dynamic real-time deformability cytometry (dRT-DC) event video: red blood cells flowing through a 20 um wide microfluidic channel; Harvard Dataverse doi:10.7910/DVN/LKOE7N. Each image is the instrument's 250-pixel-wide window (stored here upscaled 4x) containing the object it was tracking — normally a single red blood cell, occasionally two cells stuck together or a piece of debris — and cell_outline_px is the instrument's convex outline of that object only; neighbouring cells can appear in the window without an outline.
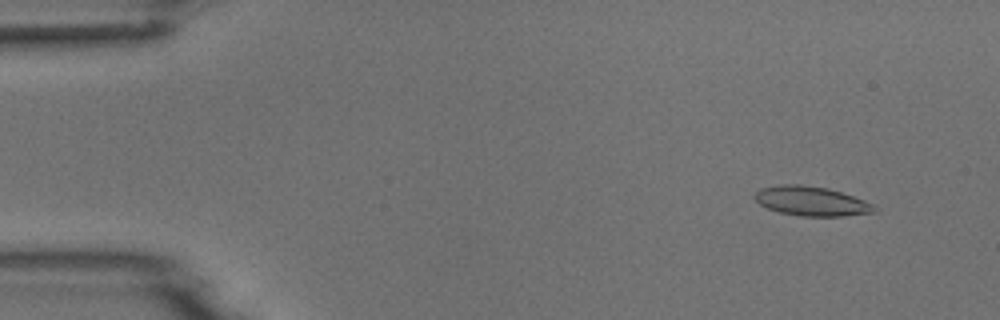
{"species": "common noctule bat (a hibernating species)", "species_latin": "Nyctalus noctula", "temperature_condition": "room temperature", "stored_images_in_passage": 4, "camera_frame_rate_fps": 3000, "um_per_image_px": 0.085, "animal": {"sex": "male", "body_mass_g": 18.8}, "frame": {"image": 1, "passage_image": 1, "time_ms": 0.0, "image_size_px": [1000, 320], "cell_outline_px": [[876, 212], [844, 216], [800, 216], [780, 212], [768, 208], [760, 204], [752, 196], [760, 188], [780, 184], [800, 184], [828, 188], [876, 204]], "centroid_in_image_um": [68.97, 17.09], "position_along_channel_um": 16.0, "area_um2": 20.58}}
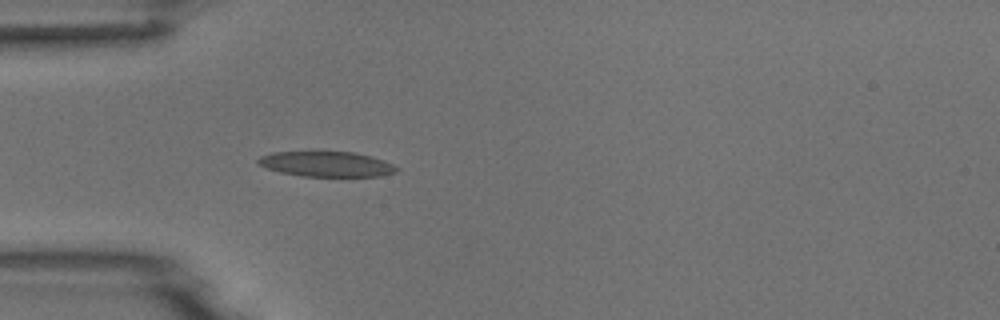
{"frame": {"image": 2, "passage_image": 4, "time_ms": 3.667, "image_size_px": [1000, 320], "cell_outline_px": [[400, 168], [396, 172], [380, 176], [300, 176], [280, 172], [268, 168], [260, 164], [256, 160], [260, 156], [272, 152], [356, 152], [372, 156], [384, 160]], "centroid_in_image_um": [27.78, 13.94], "position_along_channel_um": 57.2, "area_um2": 20.29}}